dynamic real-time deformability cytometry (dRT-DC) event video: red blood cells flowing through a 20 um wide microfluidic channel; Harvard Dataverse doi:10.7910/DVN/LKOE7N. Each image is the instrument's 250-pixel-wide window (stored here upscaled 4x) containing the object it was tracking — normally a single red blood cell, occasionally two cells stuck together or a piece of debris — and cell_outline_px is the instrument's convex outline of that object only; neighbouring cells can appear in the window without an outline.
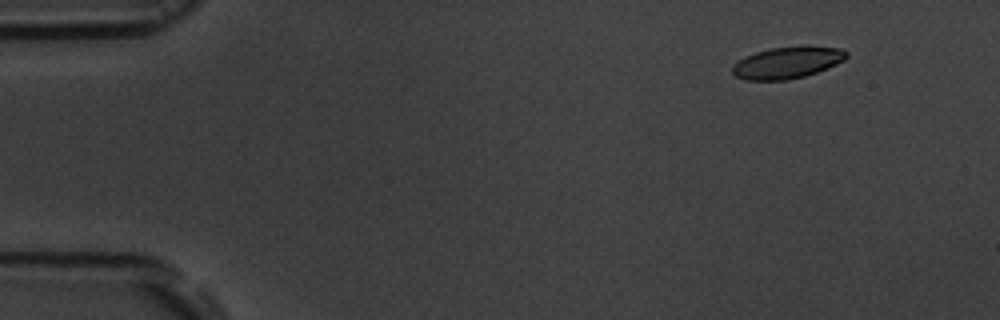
{"species": "common noctule bat (a hibernating species)", "species_latin": "Nyctalus noctula", "temperature_condition": "room temperature", "stored_images_in_passage": 5, "camera_frame_rate_fps": 3000, "um_per_image_px": 0.085, "animal": {"sex": "male", "body_mass_g": 19.5, "forearm_length_mm": 54.6}, "frame": {"image": 1, "passage_image": 2, "time_ms": 1.333, "image_size_px": [1000, 320], "cell_outline_px": [[848, 56], [844, 60], [828, 68], [804, 76], [788, 80], [748, 80], [736, 76], [732, 72], [732, 64], [756, 52], [772, 48], [804, 44], [808, 44], [840, 48], [848, 52]], "centroid_in_image_um": [66.98, 5.29], "position_along_channel_um": 18.0, "area_um2": 21.33}}
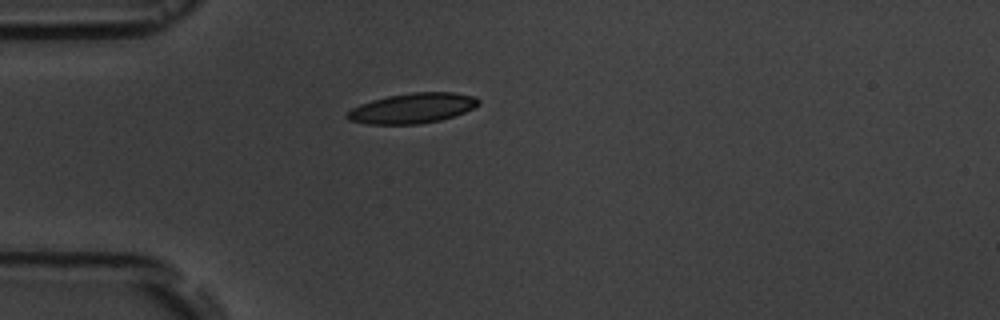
{"frame": {"image": 2, "passage_image": 4, "time_ms": 4.667, "image_size_px": [1000, 320], "cell_outline_px": [[480, 104], [464, 112], [440, 120], [416, 124], [368, 124], [348, 120], [344, 116], [352, 108], [360, 104], [372, 100], [388, 96], [412, 92], [452, 92], [476, 96], [480, 100]], "centroid_in_image_um": [35.05, 9.19], "position_along_channel_um": 50.0, "area_um2": 23.0}}